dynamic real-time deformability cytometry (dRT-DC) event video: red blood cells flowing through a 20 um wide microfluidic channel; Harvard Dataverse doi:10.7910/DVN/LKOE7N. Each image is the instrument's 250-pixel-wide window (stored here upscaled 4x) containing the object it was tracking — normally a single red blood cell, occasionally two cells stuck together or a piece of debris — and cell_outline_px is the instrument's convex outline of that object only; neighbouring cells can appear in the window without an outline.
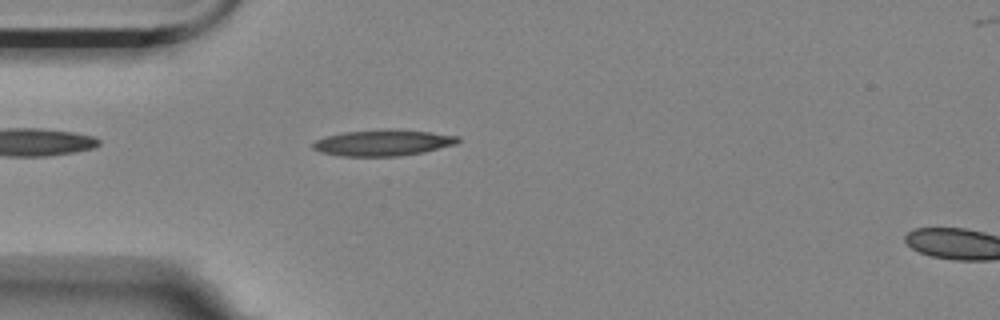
{"species": "Egyptian fruit bat (a non-hibernating species)", "species_latin": "Rousettus aegyptiacus", "temperature_condition": "room temperature", "stored_images_in_passage": 43, "camera_frame_rate_fps": 3000, "um_per_image_px": 0.085, "animal": {"sex": "female"}, "frame": {"image": 1, "passage_image": 3, "time_ms": 0.667, "image_size_px": [1000, 320], "cell_outline_px": [[460, 140], [456, 144], [424, 152], [400, 156], [340, 156], [320, 152], [312, 148], [312, 144], [316, 140], [324, 136], [344, 132], [384, 128], [396, 128], [432, 132], [460, 136]], "centroid_in_image_um": [32.56, 12.12], "position_along_channel_um": 52.4, "area_um2": 22.54}}
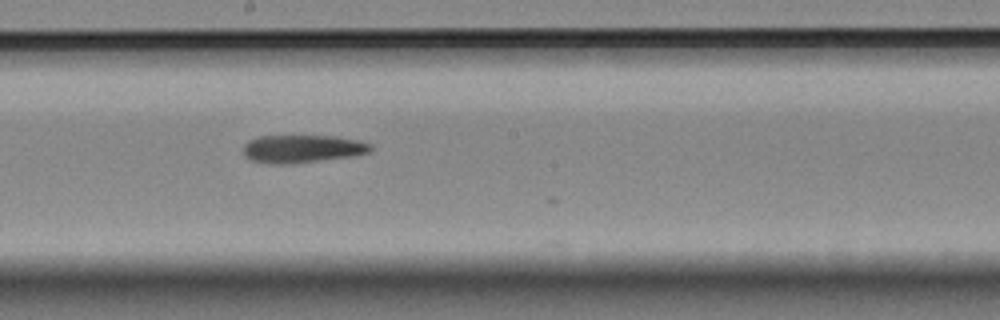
{"frame": {"image": 2, "passage_image": 18, "time_ms": 5.667, "image_size_px": [1000, 320], "cell_outline_px": [[372, 148], [368, 152], [352, 156], [288, 164], [268, 164], [252, 160], [244, 156], [244, 144], [248, 140], [260, 136], [336, 136], [360, 140], [372, 144]], "centroid_in_image_um": [25.69, 12.64], "position_along_channel_um": 222.5, "area_um2": 20.69}}
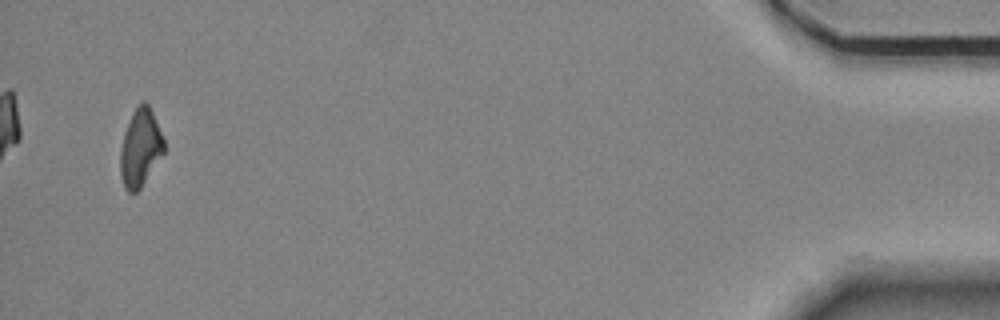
{"frame": {"image": 3, "passage_image": 42, "time_ms": 13.667, "image_size_px": [1000, 320], "cell_outline_px": [[164, 152], [140, 188], [136, 192], [128, 192], [124, 188], [120, 172], [120, 152], [124, 132], [132, 112], [144, 100], [148, 104], [164, 136]], "centroid_in_image_um": [11.92, 12.55], "position_along_channel_um": 423.3, "area_um2": 19.59}}